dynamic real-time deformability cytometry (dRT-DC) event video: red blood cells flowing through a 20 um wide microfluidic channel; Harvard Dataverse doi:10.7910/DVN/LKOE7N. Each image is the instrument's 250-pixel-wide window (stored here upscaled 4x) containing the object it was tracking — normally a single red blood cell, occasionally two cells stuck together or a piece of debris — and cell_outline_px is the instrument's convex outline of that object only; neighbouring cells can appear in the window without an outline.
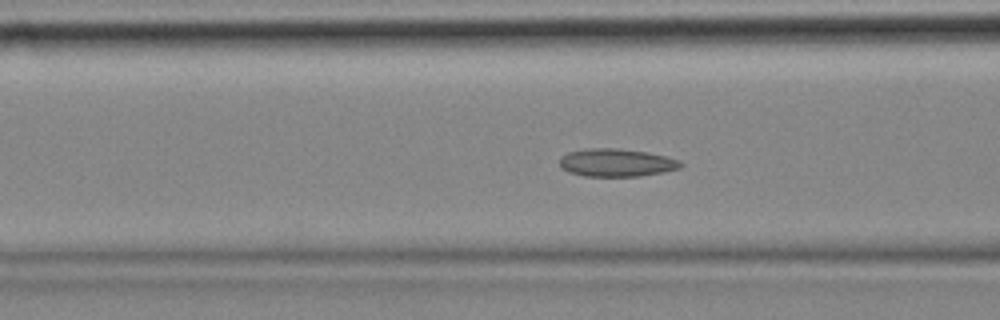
{"species": "common noctule bat (a hibernating species)", "species_latin": "Nyctalus noctula", "temperature_condition": "cold", "stored_images_in_passage": 56, "camera_frame_rate_fps": 3000, "um_per_image_px": 0.085, "animal": {"sex": "female", "body_mass_g": 18.4}, "frame": {"image": 1, "passage_image": 20, "time_ms": 6.333, "image_size_px": [1000, 320], "cell_outline_px": [[684, 164], [680, 168], [664, 172], [640, 176], [584, 176], [568, 172], [560, 168], [560, 156], [568, 152], [584, 148], [620, 148], [648, 152], [668, 156], [680, 160]], "centroid_in_image_um": [52.4, 13.81], "position_along_channel_um": 114.2, "area_um2": 20.06}}
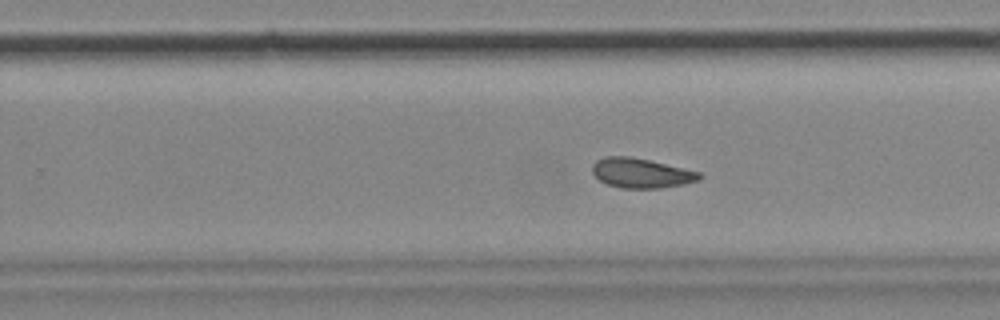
{"frame": {"image": 2, "passage_image": 34, "time_ms": 11.0, "image_size_px": [1000, 320], "cell_outline_px": [[704, 176], [700, 180], [684, 184], [660, 188], [620, 188], [608, 184], [600, 180], [592, 172], [592, 164], [596, 160], [608, 156], [628, 156], [648, 160], [700, 172]], "centroid_in_image_um": [54.51, 14.72], "position_along_channel_um": 275.3, "area_um2": 18.44}}
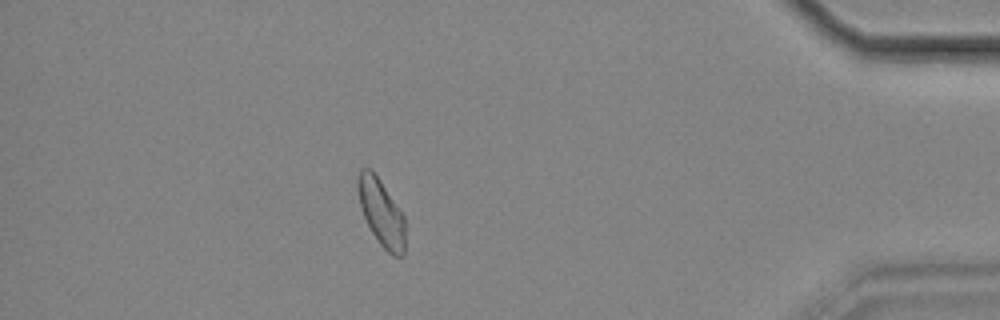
{"frame": {"image": 3, "passage_image": 49, "time_ms": 16.0, "image_size_px": [1000, 320], "cell_outline_px": [[404, 256], [392, 256], [380, 244], [372, 232], [360, 208], [356, 188], [356, 180], [360, 168], [372, 168], [404, 216]], "centroid_in_image_um": [32.37, 18.03], "position_along_channel_um": 402.8, "area_um2": 18.44}, "authors_computed_cell_mechanics": {"area_um2": 19.1607, "velocity_mm_per_s": 3.4676, "shape_relaxation_time_tau1_ms": null, "shape_relaxation_time_tau2_ms": 6.5988, "deformation_change_tau1": null, "deformation_change_tau2": 0.0912}}